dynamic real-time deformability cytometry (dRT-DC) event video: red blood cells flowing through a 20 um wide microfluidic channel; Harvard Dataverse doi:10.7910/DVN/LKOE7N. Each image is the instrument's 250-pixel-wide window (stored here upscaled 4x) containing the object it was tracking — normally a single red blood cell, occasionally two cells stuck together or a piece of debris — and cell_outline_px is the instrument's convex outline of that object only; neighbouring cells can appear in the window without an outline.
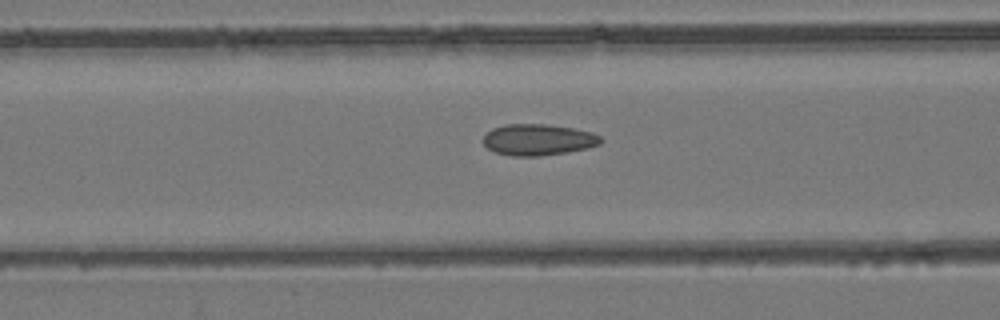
{"species": "common noctule bat (a hibernating species)", "species_latin": "Nyctalus noctula", "temperature_condition": "room temperature", "stored_images_in_passage": 53, "camera_frame_rate_fps": 3000, "um_per_image_px": 0.085, "animal": {"sex": "female", "body_mass_g": 24.6, "forearm_length_mm": 56.2}, "frame": {"image": 1, "passage_image": 22, "time_ms": 7.0, "image_size_px": [1000, 320], "cell_outline_px": [[604, 140], [600, 144], [588, 148], [540, 156], [512, 156], [496, 152], [488, 148], [484, 144], [484, 136], [492, 128], [504, 124], [544, 124], [572, 128], [592, 132], [600, 136]], "centroid_in_image_um": [45.75, 11.87], "position_along_channel_um": 120.8, "area_um2": 21.33}}
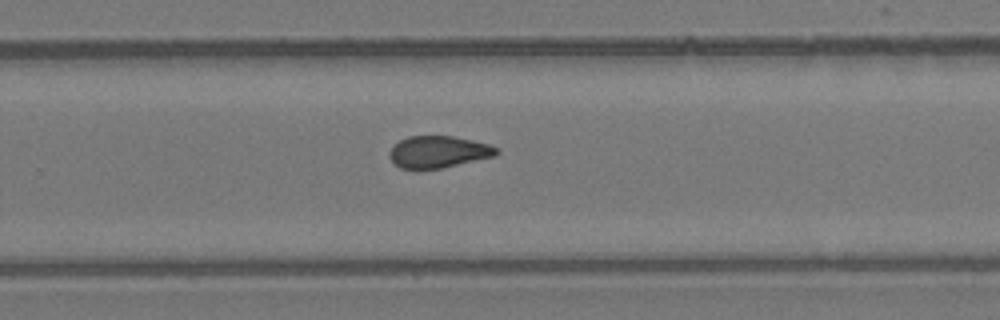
{"frame": {"image": 2, "passage_image": 35, "time_ms": 11.333, "image_size_px": [1000, 320], "cell_outline_px": [[500, 152], [496, 156], [440, 168], [416, 172], [400, 168], [388, 156], [388, 152], [400, 140], [408, 136], [452, 136], [472, 140], [488, 144], [500, 148]], "centroid_in_image_um": [37.25, 12.94], "position_along_channel_um": 292.5, "area_um2": 20.29}}
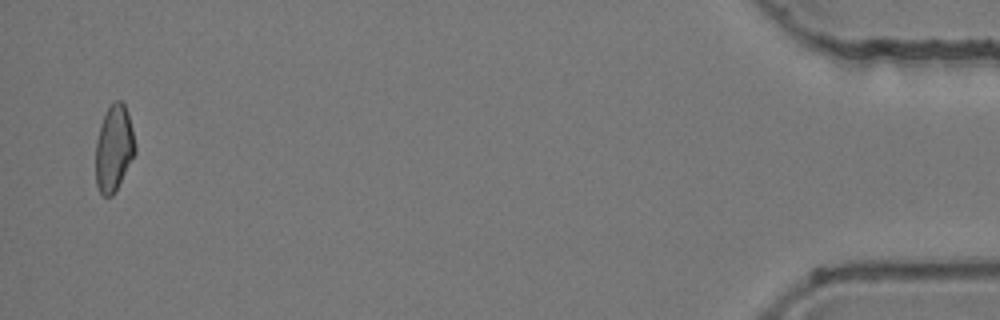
{"frame": {"image": 3, "passage_image": 52, "time_ms": 17.0, "image_size_px": [1000, 320], "cell_outline_px": [[136, 152], [112, 196], [104, 196], [100, 192], [96, 184], [96, 140], [100, 124], [108, 108], [116, 100], [120, 100], [124, 104], [128, 112], [132, 128], [136, 148]], "centroid_in_image_um": [9.68, 12.59], "position_along_channel_um": 425.5, "area_um2": 19.59}, "authors_computed_cell_mechanics": {"area_um2": 20.808, "velocity_mm_per_s": 3.9711, "shape_relaxation_time_tau1_ms": null, "shape_relaxation_time_tau2_ms": 1.3791, "deformation_change_tau1": null, "deformation_change_tau2": 0.0697}}